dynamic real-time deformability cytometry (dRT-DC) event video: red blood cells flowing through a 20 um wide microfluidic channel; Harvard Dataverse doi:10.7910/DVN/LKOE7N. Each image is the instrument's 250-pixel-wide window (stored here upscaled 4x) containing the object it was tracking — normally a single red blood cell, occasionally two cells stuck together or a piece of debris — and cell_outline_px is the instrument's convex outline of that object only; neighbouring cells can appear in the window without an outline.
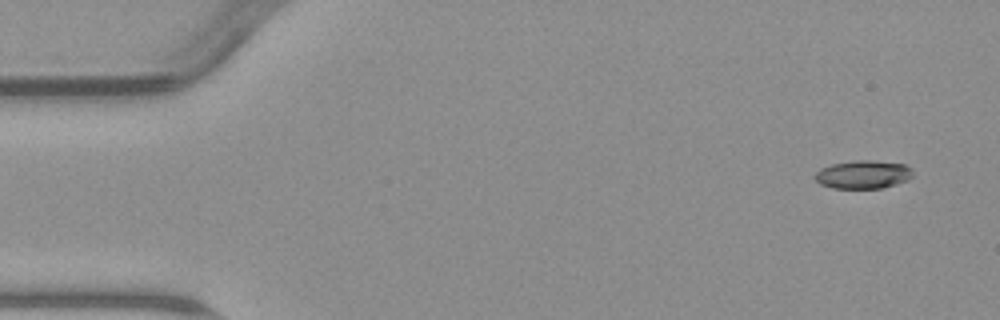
{"species": "common noctule bat (a hibernating species)", "species_latin": "Nyctalus noctula", "temperature_condition": "warm", "stored_images_in_passage": 7, "camera_frame_rate_fps": 3000, "um_per_image_px": 0.085, "animal": {"sex": "male", "body_mass_g": 23.1, "forearm_length_mm": 52.7}, "frame": {"image": 1, "passage_image": 1, "time_ms": 0.0, "image_size_px": [1000, 320], "cell_outline_px": [[912, 176], [908, 180], [896, 184], [880, 188], [832, 188], [820, 184], [812, 176], [820, 168], [832, 164], [852, 160], [872, 160], [904, 164], [912, 168]], "centroid_in_image_um": [73.34, 14.82], "position_along_channel_um": 11.7, "area_um2": 16.24}}
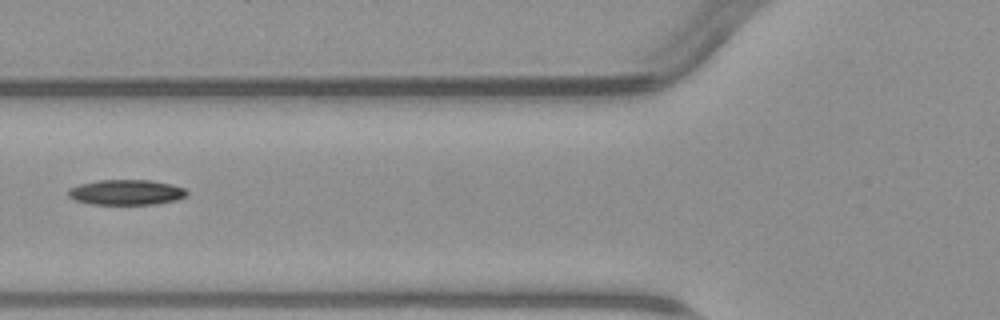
{"frame": {"image": 2, "passage_image": 6, "time_ms": 6.0, "image_size_px": [1000, 320], "cell_outline_px": [[188, 192], [184, 196], [176, 200], [156, 204], [92, 204], [76, 200], [68, 196], [68, 188], [80, 184], [96, 180], [152, 180], [172, 184], [184, 188]], "centroid_in_image_um": [10.72, 16.34], "position_along_channel_um": 115.1, "area_um2": 17.46}}
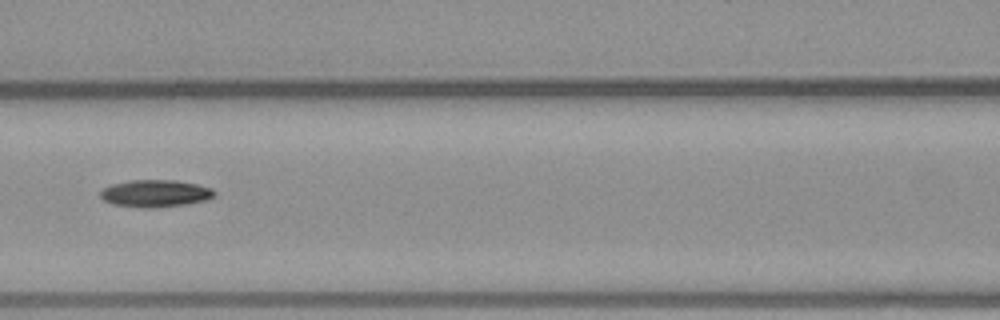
{"frame": {"image": 3, "passage_image": 7, "time_ms": 7.0, "image_size_px": [1000, 320], "cell_outline_px": [[216, 196], [208, 200], [188, 204], [156, 208], [144, 208], [112, 204], [104, 200], [100, 196], [100, 192], [104, 188], [112, 184], [128, 180], [176, 180], [196, 184], [212, 188], [216, 192]], "centroid_in_image_um": [13.24, 16.45], "position_along_channel_um": 153.4, "area_um2": 18.32}}